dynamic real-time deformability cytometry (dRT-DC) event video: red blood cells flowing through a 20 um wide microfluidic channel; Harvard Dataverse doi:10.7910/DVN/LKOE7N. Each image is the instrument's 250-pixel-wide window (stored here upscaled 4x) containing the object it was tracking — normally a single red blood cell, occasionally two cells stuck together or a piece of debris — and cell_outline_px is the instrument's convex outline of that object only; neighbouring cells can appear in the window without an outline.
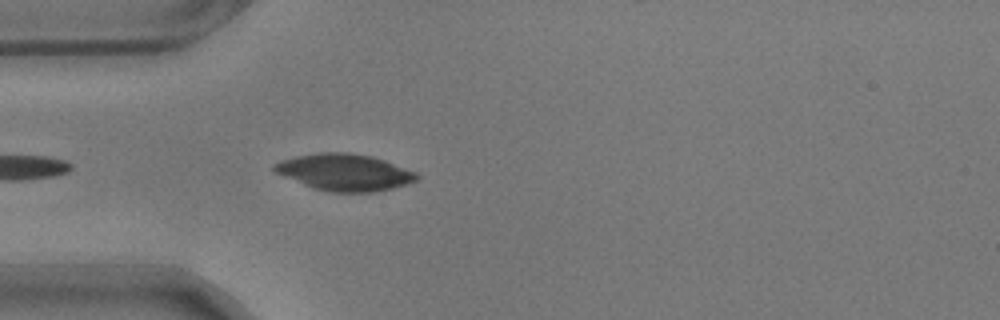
{"species": "common noctule bat (a hibernating species)", "species_latin": "Nyctalus noctula", "temperature_condition": "warm", "stored_images_in_passage": 11, "segment_of_instrument_passage": [1, 2], "camera_frame_rate_fps": 3000, "um_per_image_px": 0.085, "animal": {"sex": "male", "body_mass_g": 17.9}, "frame": {"image": 1, "passage_image": 4, "time_ms": 1.0, "image_size_px": [1000, 320], "cell_outline_px": [[420, 180], [408, 184], [392, 188], [372, 192], [332, 192], [312, 188], [276, 172], [272, 168], [272, 164], [280, 160], [296, 156], [320, 152], [348, 152], [372, 156], [384, 160], [416, 172], [420, 176]], "centroid_in_image_um": [29.31, 14.64], "position_along_channel_um": 55.7, "area_um2": 30.52}}